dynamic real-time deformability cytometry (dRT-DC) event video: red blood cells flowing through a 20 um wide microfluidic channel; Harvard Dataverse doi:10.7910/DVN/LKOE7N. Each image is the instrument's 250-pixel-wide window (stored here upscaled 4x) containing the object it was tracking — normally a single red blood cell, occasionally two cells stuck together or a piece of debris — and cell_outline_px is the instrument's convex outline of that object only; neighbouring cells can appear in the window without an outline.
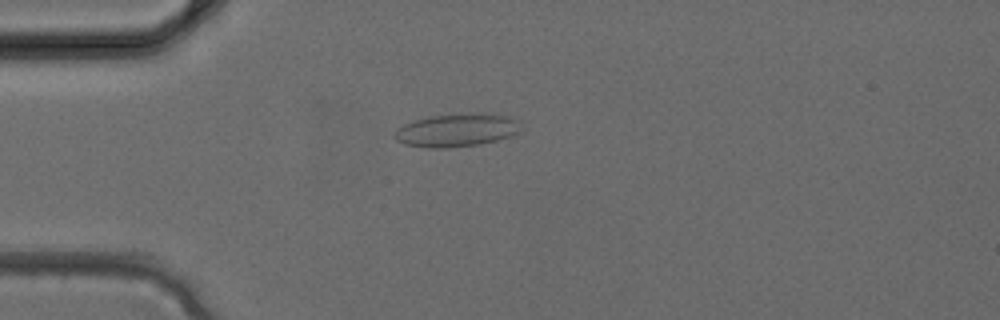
{"species": "common noctule bat (a hibernating species)", "species_latin": "Nyctalus noctula", "temperature_condition": "cold", "stored_images_in_passage": 2, "camera_frame_rate_fps": 3000, "um_per_image_px": 0.085, "animal": {"sex": "female", "body_mass_g": 24.6, "forearm_length_mm": 56.2}, "frame": {"image": 1, "passage_image": 2, "time_ms": 0.333, "image_size_px": [1000, 320], "cell_outline_px": [[516, 132], [512, 136], [480, 144], [448, 148], [428, 148], [404, 144], [396, 140], [392, 136], [392, 132], [396, 128], [404, 124], [428, 116], [484, 112], [508, 116], [516, 120]], "centroid_in_image_um": [38.72, 11.07], "position_along_channel_um": 46.3, "area_um2": 24.33}}